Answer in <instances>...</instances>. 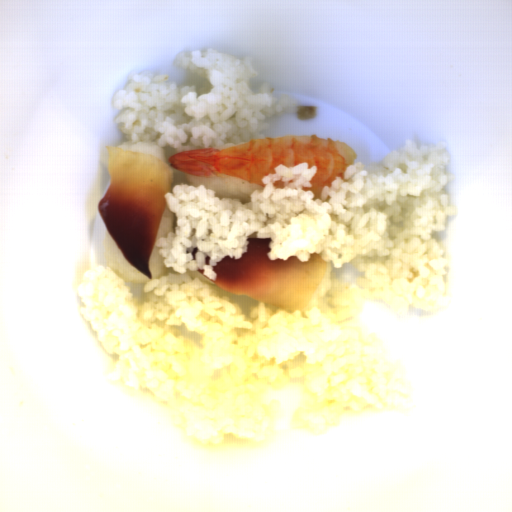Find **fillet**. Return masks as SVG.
Returning <instances> with one entry per match:
<instances>
[{
	"mask_svg": "<svg viewBox=\"0 0 512 512\" xmlns=\"http://www.w3.org/2000/svg\"><path fill=\"white\" fill-rule=\"evenodd\" d=\"M272 240L247 238V250L239 259L229 255L213 265L216 277L212 282L230 293L278 307L288 314L298 311L305 318L328 263L317 253H311L305 261L292 255L286 261L271 260L267 253L272 250Z\"/></svg>",
	"mask_w": 512,
	"mask_h": 512,
	"instance_id": "fillet-2",
	"label": "fillet"
},
{
	"mask_svg": "<svg viewBox=\"0 0 512 512\" xmlns=\"http://www.w3.org/2000/svg\"><path fill=\"white\" fill-rule=\"evenodd\" d=\"M107 167L110 183L97 211L125 259L153 281L149 263L168 206L164 194L175 186L174 167L151 154L112 146H107Z\"/></svg>",
	"mask_w": 512,
	"mask_h": 512,
	"instance_id": "fillet-1",
	"label": "fillet"
}]
</instances>
